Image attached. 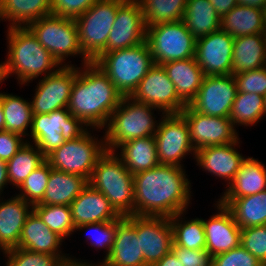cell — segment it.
Returning a JSON list of instances; mask_svg holds the SVG:
<instances>
[{"label":"cell","instance_id":"cell-35","mask_svg":"<svg viewBox=\"0 0 266 266\" xmlns=\"http://www.w3.org/2000/svg\"><path fill=\"white\" fill-rule=\"evenodd\" d=\"M0 102L5 116V130L23 138L29 137L28 130L31 129L33 118L30 99L0 91Z\"/></svg>","mask_w":266,"mask_h":266},{"label":"cell","instance_id":"cell-44","mask_svg":"<svg viewBox=\"0 0 266 266\" xmlns=\"http://www.w3.org/2000/svg\"><path fill=\"white\" fill-rule=\"evenodd\" d=\"M240 244L266 266V225L242 228Z\"/></svg>","mask_w":266,"mask_h":266},{"label":"cell","instance_id":"cell-28","mask_svg":"<svg viewBox=\"0 0 266 266\" xmlns=\"http://www.w3.org/2000/svg\"><path fill=\"white\" fill-rule=\"evenodd\" d=\"M266 66L264 33L235 37L233 42L232 74H240Z\"/></svg>","mask_w":266,"mask_h":266},{"label":"cell","instance_id":"cell-51","mask_svg":"<svg viewBox=\"0 0 266 266\" xmlns=\"http://www.w3.org/2000/svg\"><path fill=\"white\" fill-rule=\"evenodd\" d=\"M92 262L93 261H87V259H77L75 256L70 255V257L65 260H62L57 266H95V262Z\"/></svg>","mask_w":266,"mask_h":266},{"label":"cell","instance_id":"cell-31","mask_svg":"<svg viewBox=\"0 0 266 266\" xmlns=\"http://www.w3.org/2000/svg\"><path fill=\"white\" fill-rule=\"evenodd\" d=\"M51 9L52 0H0V22H8L7 28L27 27L50 15Z\"/></svg>","mask_w":266,"mask_h":266},{"label":"cell","instance_id":"cell-47","mask_svg":"<svg viewBox=\"0 0 266 266\" xmlns=\"http://www.w3.org/2000/svg\"><path fill=\"white\" fill-rule=\"evenodd\" d=\"M98 0H52L51 14L66 18H77Z\"/></svg>","mask_w":266,"mask_h":266},{"label":"cell","instance_id":"cell-41","mask_svg":"<svg viewBox=\"0 0 266 266\" xmlns=\"http://www.w3.org/2000/svg\"><path fill=\"white\" fill-rule=\"evenodd\" d=\"M88 231L86 233V238L84 241L87 244L94 247V250L98 249L103 250L105 253L103 256L102 261H98L95 263V266H99L107 257L110 255V251L113 246V241L115 238V221H106V222H99V223H91V224H83L78 227H75V232L77 231ZM93 232V233H91ZM90 233V234H89ZM89 234V235H88ZM89 242V243H88Z\"/></svg>","mask_w":266,"mask_h":266},{"label":"cell","instance_id":"cell-37","mask_svg":"<svg viewBox=\"0 0 266 266\" xmlns=\"http://www.w3.org/2000/svg\"><path fill=\"white\" fill-rule=\"evenodd\" d=\"M187 213L185 211L169 217L173 230V243L192 250L205 249L203 218L196 217L190 220L185 217Z\"/></svg>","mask_w":266,"mask_h":266},{"label":"cell","instance_id":"cell-4","mask_svg":"<svg viewBox=\"0 0 266 266\" xmlns=\"http://www.w3.org/2000/svg\"><path fill=\"white\" fill-rule=\"evenodd\" d=\"M154 111L160 117L164 115L154 106L139 103L131 97H123L103 129L106 149L115 151L118 146L131 139L154 136L160 121V118L156 120L158 115Z\"/></svg>","mask_w":266,"mask_h":266},{"label":"cell","instance_id":"cell-1","mask_svg":"<svg viewBox=\"0 0 266 266\" xmlns=\"http://www.w3.org/2000/svg\"><path fill=\"white\" fill-rule=\"evenodd\" d=\"M185 167L158 165L133 175L135 215L167 217L188 211L192 183Z\"/></svg>","mask_w":266,"mask_h":266},{"label":"cell","instance_id":"cell-8","mask_svg":"<svg viewBox=\"0 0 266 266\" xmlns=\"http://www.w3.org/2000/svg\"><path fill=\"white\" fill-rule=\"evenodd\" d=\"M89 128L83 135L66 141L59 148L46 156L52 169L66 173L78 174L90 180L98 159L106 152L105 135L100 138ZM92 132V133H91ZM93 134V135H92ZM103 137V138H102Z\"/></svg>","mask_w":266,"mask_h":266},{"label":"cell","instance_id":"cell-10","mask_svg":"<svg viewBox=\"0 0 266 266\" xmlns=\"http://www.w3.org/2000/svg\"><path fill=\"white\" fill-rule=\"evenodd\" d=\"M88 129L67 108H62L49 114H33L29 137L26 141L35 144L47 156L66 141L79 138Z\"/></svg>","mask_w":266,"mask_h":266},{"label":"cell","instance_id":"cell-6","mask_svg":"<svg viewBox=\"0 0 266 266\" xmlns=\"http://www.w3.org/2000/svg\"><path fill=\"white\" fill-rule=\"evenodd\" d=\"M94 63L100 67L124 97H130L154 65L147 42L132 48L102 53Z\"/></svg>","mask_w":266,"mask_h":266},{"label":"cell","instance_id":"cell-11","mask_svg":"<svg viewBox=\"0 0 266 266\" xmlns=\"http://www.w3.org/2000/svg\"><path fill=\"white\" fill-rule=\"evenodd\" d=\"M154 64L195 57L196 39L182 20L146 28V40Z\"/></svg>","mask_w":266,"mask_h":266},{"label":"cell","instance_id":"cell-29","mask_svg":"<svg viewBox=\"0 0 266 266\" xmlns=\"http://www.w3.org/2000/svg\"><path fill=\"white\" fill-rule=\"evenodd\" d=\"M88 184L89 180L81 175L51 169L43 199L38 204L69 206Z\"/></svg>","mask_w":266,"mask_h":266},{"label":"cell","instance_id":"cell-12","mask_svg":"<svg viewBox=\"0 0 266 266\" xmlns=\"http://www.w3.org/2000/svg\"><path fill=\"white\" fill-rule=\"evenodd\" d=\"M154 138L160 165L184 167L182 162H185L186 156L191 154L195 159L196 151L190 140L188 124L180 114L160 117Z\"/></svg>","mask_w":266,"mask_h":266},{"label":"cell","instance_id":"cell-23","mask_svg":"<svg viewBox=\"0 0 266 266\" xmlns=\"http://www.w3.org/2000/svg\"><path fill=\"white\" fill-rule=\"evenodd\" d=\"M69 206L75 227L83 224L116 221L121 217L104 194L90 184Z\"/></svg>","mask_w":266,"mask_h":266},{"label":"cell","instance_id":"cell-40","mask_svg":"<svg viewBox=\"0 0 266 266\" xmlns=\"http://www.w3.org/2000/svg\"><path fill=\"white\" fill-rule=\"evenodd\" d=\"M33 212L48 228L61 236L64 240L75 232L70 206L66 205H33Z\"/></svg>","mask_w":266,"mask_h":266},{"label":"cell","instance_id":"cell-50","mask_svg":"<svg viewBox=\"0 0 266 266\" xmlns=\"http://www.w3.org/2000/svg\"><path fill=\"white\" fill-rule=\"evenodd\" d=\"M220 17L226 15L233 7L238 5L237 0H209Z\"/></svg>","mask_w":266,"mask_h":266},{"label":"cell","instance_id":"cell-25","mask_svg":"<svg viewBox=\"0 0 266 266\" xmlns=\"http://www.w3.org/2000/svg\"><path fill=\"white\" fill-rule=\"evenodd\" d=\"M64 241L61 236L51 231L32 211L23 226L18 248L56 255L62 260H65L70 257V254L62 251L63 249L61 247Z\"/></svg>","mask_w":266,"mask_h":266},{"label":"cell","instance_id":"cell-48","mask_svg":"<svg viewBox=\"0 0 266 266\" xmlns=\"http://www.w3.org/2000/svg\"><path fill=\"white\" fill-rule=\"evenodd\" d=\"M171 251L184 266H212V256L206 249L192 250L173 243Z\"/></svg>","mask_w":266,"mask_h":266},{"label":"cell","instance_id":"cell-42","mask_svg":"<svg viewBox=\"0 0 266 266\" xmlns=\"http://www.w3.org/2000/svg\"><path fill=\"white\" fill-rule=\"evenodd\" d=\"M51 169L50 164L45 161L17 188L19 192L16 195L31 205L38 204L43 199Z\"/></svg>","mask_w":266,"mask_h":266},{"label":"cell","instance_id":"cell-14","mask_svg":"<svg viewBox=\"0 0 266 266\" xmlns=\"http://www.w3.org/2000/svg\"><path fill=\"white\" fill-rule=\"evenodd\" d=\"M180 115L186 120L190 140L195 151L207 146L233 143L239 138L229 117L200 114L187 105Z\"/></svg>","mask_w":266,"mask_h":266},{"label":"cell","instance_id":"cell-22","mask_svg":"<svg viewBox=\"0 0 266 266\" xmlns=\"http://www.w3.org/2000/svg\"><path fill=\"white\" fill-rule=\"evenodd\" d=\"M99 266H146L137 236V215L115 221V238L110 255Z\"/></svg>","mask_w":266,"mask_h":266},{"label":"cell","instance_id":"cell-30","mask_svg":"<svg viewBox=\"0 0 266 266\" xmlns=\"http://www.w3.org/2000/svg\"><path fill=\"white\" fill-rule=\"evenodd\" d=\"M220 30L230 36L241 37L266 31V11L236 5L221 17Z\"/></svg>","mask_w":266,"mask_h":266},{"label":"cell","instance_id":"cell-53","mask_svg":"<svg viewBox=\"0 0 266 266\" xmlns=\"http://www.w3.org/2000/svg\"><path fill=\"white\" fill-rule=\"evenodd\" d=\"M153 266H184L176 255L170 251L166 254L159 262L155 263Z\"/></svg>","mask_w":266,"mask_h":266},{"label":"cell","instance_id":"cell-33","mask_svg":"<svg viewBox=\"0 0 266 266\" xmlns=\"http://www.w3.org/2000/svg\"><path fill=\"white\" fill-rule=\"evenodd\" d=\"M233 214L242 229L266 225V190L240 198H218Z\"/></svg>","mask_w":266,"mask_h":266},{"label":"cell","instance_id":"cell-56","mask_svg":"<svg viewBox=\"0 0 266 266\" xmlns=\"http://www.w3.org/2000/svg\"><path fill=\"white\" fill-rule=\"evenodd\" d=\"M5 82L4 76H3V70H2V63L0 62V85H2Z\"/></svg>","mask_w":266,"mask_h":266},{"label":"cell","instance_id":"cell-55","mask_svg":"<svg viewBox=\"0 0 266 266\" xmlns=\"http://www.w3.org/2000/svg\"><path fill=\"white\" fill-rule=\"evenodd\" d=\"M5 130V116L0 102V131Z\"/></svg>","mask_w":266,"mask_h":266},{"label":"cell","instance_id":"cell-17","mask_svg":"<svg viewBox=\"0 0 266 266\" xmlns=\"http://www.w3.org/2000/svg\"><path fill=\"white\" fill-rule=\"evenodd\" d=\"M146 40L145 19L138 0H126L117 10L107 40V52L132 48Z\"/></svg>","mask_w":266,"mask_h":266},{"label":"cell","instance_id":"cell-32","mask_svg":"<svg viewBox=\"0 0 266 266\" xmlns=\"http://www.w3.org/2000/svg\"><path fill=\"white\" fill-rule=\"evenodd\" d=\"M114 152L133 175L159 165L154 136L131 139Z\"/></svg>","mask_w":266,"mask_h":266},{"label":"cell","instance_id":"cell-57","mask_svg":"<svg viewBox=\"0 0 266 266\" xmlns=\"http://www.w3.org/2000/svg\"><path fill=\"white\" fill-rule=\"evenodd\" d=\"M264 100H265V116H266V94H265V96H264Z\"/></svg>","mask_w":266,"mask_h":266},{"label":"cell","instance_id":"cell-19","mask_svg":"<svg viewBox=\"0 0 266 266\" xmlns=\"http://www.w3.org/2000/svg\"><path fill=\"white\" fill-rule=\"evenodd\" d=\"M137 236L146 266H153L171 251L173 230L167 217L137 215Z\"/></svg>","mask_w":266,"mask_h":266},{"label":"cell","instance_id":"cell-45","mask_svg":"<svg viewBox=\"0 0 266 266\" xmlns=\"http://www.w3.org/2000/svg\"><path fill=\"white\" fill-rule=\"evenodd\" d=\"M237 84V92L266 94V66L248 72L233 75Z\"/></svg>","mask_w":266,"mask_h":266},{"label":"cell","instance_id":"cell-16","mask_svg":"<svg viewBox=\"0 0 266 266\" xmlns=\"http://www.w3.org/2000/svg\"><path fill=\"white\" fill-rule=\"evenodd\" d=\"M236 94L237 84L233 74L205 76L189 106L207 116L229 117Z\"/></svg>","mask_w":266,"mask_h":266},{"label":"cell","instance_id":"cell-36","mask_svg":"<svg viewBox=\"0 0 266 266\" xmlns=\"http://www.w3.org/2000/svg\"><path fill=\"white\" fill-rule=\"evenodd\" d=\"M264 96L256 93L237 92L229 118L232 126L236 129L239 126H257L265 116Z\"/></svg>","mask_w":266,"mask_h":266},{"label":"cell","instance_id":"cell-24","mask_svg":"<svg viewBox=\"0 0 266 266\" xmlns=\"http://www.w3.org/2000/svg\"><path fill=\"white\" fill-rule=\"evenodd\" d=\"M5 199L0 196V249L18 247V242L27 217L33 211V205L13 194ZM4 199V200H3Z\"/></svg>","mask_w":266,"mask_h":266},{"label":"cell","instance_id":"cell-3","mask_svg":"<svg viewBox=\"0 0 266 266\" xmlns=\"http://www.w3.org/2000/svg\"><path fill=\"white\" fill-rule=\"evenodd\" d=\"M7 29V57L1 61L4 80L15 76L20 88L30 86L33 80L53 74L61 67L28 27Z\"/></svg>","mask_w":266,"mask_h":266},{"label":"cell","instance_id":"cell-13","mask_svg":"<svg viewBox=\"0 0 266 266\" xmlns=\"http://www.w3.org/2000/svg\"><path fill=\"white\" fill-rule=\"evenodd\" d=\"M134 101L154 106L164 114H180L187 106L177 95L162 65L154 64L130 96Z\"/></svg>","mask_w":266,"mask_h":266},{"label":"cell","instance_id":"cell-15","mask_svg":"<svg viewBox=\"0 0 266 266\" xmlns=\"http://www.w3.org/2000/svg\"><path fill=\"white\" fill-rule=\"evenodd\" d=\"M75 78L76 65L61 66L55 73L39 79L30 100L33 114H49L67 108Z\"/></svg>","mask_w":266,"mask_h":266},{"label":"cell","instance_id":"cell-43","mask_svg":"<svg viewBox=\"0 0 266 266\" xmlns=\"http://www.w3.org/2000/svg\"><path fill=\"white\" fill-rule=\"evenodd\" d=\"M5 266H57L62 259L56 255L14 247L2 252Z\"/></svg>","mask_w":266,"mask_h":266},{"label":"cell","instance_id":"cell-49","mask_svg":"<svg viewBox=\"0 0 266 266\" xmlns=\"http://www.w3.org/2000/svg\"><path fill=\"white\" fill-rule=\"evenodd\" d=\"M26 143V139L10 131H0V159L9 161Z\"/></svg>","mask_w":266,"mask_h":266},{"label":"cell","instance_id":"cell-20","mask_svg":"<svg viewBox=\"0 0 266 266\" xmlns=\"http://www.w3.org/2000/svg\"><path fill=\"white\" fill-rule=\"evenodd\" d=\"M240 137L233 143L217 146H207L195 153V165L216 179L224 180L225 189L232 183L243 160L246 158L240 149ZM201 168V169H200Z\"/></svg>","mask_w":266,"mask_h":266},{"label":"cell","instance_id":"cell-38","mask_svg":"<svg viewBox=\"0 0 266 266\" xmlns=\"http://www.w3.org/2000/svg\"><path fill=\"white\" fill-rule=\"evenodd\" d=\"M46 161V156L39 150V148L27 142L18 150V152L7 161V171L10 186L17 188L23 181Z\"/></svg>","mask_w":266,"mask_h":266},{"label":"cell","instance_id":"cell-39","mask_svg":"<svg viewBox=\"0 0 266 266\" xmlns=\"http://www.w3.org/2000/svg\"><path fill=\"white\" fill-rule=\"evenodd\" d=\"M142 7L146 28L167 22L180 21L187 0H138Z\"/></svg>","mask_w":266,"mask_h":266},{"label":"cell","instance_id":"cell-26","mask_svg":"<svg viewBox=\"0 0 266 266\" xmlns=\"http://www.w3.org/2000/svg\"><path fill=\"white\" fill-rule=\"evenodd\" d=\"M168 78L173 82L179 98L186 104L197 95L203 79L204 72L199 67L196 58L186 60L170 61L162 64Z\"/></svg>","mask_w":266,"mask_h":266},{"label":"cell","instance_id":"cell-21","mask_svg":"<svg viewBox=\"0 0 266 266\" xmlns=\"http://www.w3.org/2000/svg\"><path fill=\"white\" fill-rule=\"evenodd\" d=\"M216 213L203 219L206 250L212 257L228 252L240 245L241 228L236 224L232 212L218 200L213 205Z\"/></svg>","mask_w":266,"mask_h":266},{"label":"cell","instance_id":"cell-9","mask_svg":"<svg viewBox=\"0 0 266 266\" xmlns=\"http://www.w3.org/2000/svg\"><path fill=\"white\" fill-rule=\"evenodd\" d=\"M126 0H98L92 7L75 18L83 54L94 62L107 52V40L113 28L118 8Z\"/></svg>","mask_w":266,"mask_h":266},{"label":"cell","instance_id":"cell-2","mask_svg":"<svg viewBox=\"0 0 266 266\" xmlns=\"http://www.w3.org/2000/svg\"><path fill=\"white\" fill-rule=\"evenodd\" d=\"M77 66L67 109L88 128L103 130L124 96L94 62Z\"/></svg>","mask_w":266,"mask_h":266},{"label":"cell","instance_id":"cell-18","mask_svg":"<svg viewBox=\"0 0 266 266\" xmlns=\"http://www.w3.org/2000/svg\"><path fill=\"white\" fill-rule=\"evenodd\" d=\"M233 42L220 29L196 40L195 58L205 76L232 74Z\"/></svg>","mask_w":266,"mask_h":266},{"label":"cell","instance_id":"cell-5","mask_svg":"<svg viewBox=\"0 0 266 266\" xmlns=\"http://www.w3.org/2000/svg\"><path fill=\"white\" fill-rule=\"evenodd\" d=\"M89 184L104 194L121 217L135 215L133 174L114 151L106 150L98 159Z\"/></svg>","mask_w":266,"mask_h":266},{"label":"cell","instance_id":"cell-7","mask_svg":"<svg viewBox=\"0 0 266 266\" xmlns=\"http://www.w3.org/2000/svg\"><path fill=\"white\" fill-rule=\"evenodd\" d=\"M27 27L61 66H74L70 58L78 56L81 58L80 65L91 62L80 47L75 19L50 14L31 22Z\"/></svg>","mask_w":266,"mask_h":266},{"label":"cell","instance_id":"cell-34","mask_svg":"<svg viewBox=\"0 0 266 266\" xmlns=\"http://www.w3.org/2000/svg\"><path fill=\"white\" fill-rule=\"evenodd\" d=\"M182 21L197 40L218 31L221 17L209 0H187Z\"/></svg>","mask_w":266,"mask_h":266},{"label":"cell","instance_id":"cell-54","mask_svg":"<svg viewBox=\"0 0 266 266\" xmlns=\"http://www.w3.org/2000/svg\"><path fill=\"white\" fill-rule=\"evenodd\" d=\"M238 5L252 8H260L266 11V0H237Z\"/></svg>","mask_w":266,"mask_h":266},{"label":"cell","instance_id":"cell-46","mask_svg":"<svg viewBox=\"0 0 266 266\" xmlns=\"http://www.w3.org/2000/svg\"><path fill=\"white\" fill-rule=\"evenodd\" d=\"M212 266H264L255 256L248 252L241 244L212 257Z\"/></svg>","mask_w":266,"mask_h":266},{"label":"cell","instance_id":"cell-52","mask_svg":"<svg viewBox=\"0 0 266 266\" xmlns=\"http://www.w3.org/2000/svg\"><path fill=\"white\" fill-rule=\"evenodd\" d=\"M10 185L8 179L7 162L0 159V196L4 193L5 188Z\"/></svg>","mask_w":266,"mask_h":266},{"label":"cell","instance_id":"cell-27","mask_svg":"<svg viewBox=\"0 0 266 266\" xmlns=\"http://www.w3.org/2000/svg\"><path fill=\"white\" fill-rule=\"evenodd\" d=\"M266 190V166L258 158L246 156L232 183L220 198H240Z\"/></svg>","mask_w":266,"mask_h":266}]
</instances>
